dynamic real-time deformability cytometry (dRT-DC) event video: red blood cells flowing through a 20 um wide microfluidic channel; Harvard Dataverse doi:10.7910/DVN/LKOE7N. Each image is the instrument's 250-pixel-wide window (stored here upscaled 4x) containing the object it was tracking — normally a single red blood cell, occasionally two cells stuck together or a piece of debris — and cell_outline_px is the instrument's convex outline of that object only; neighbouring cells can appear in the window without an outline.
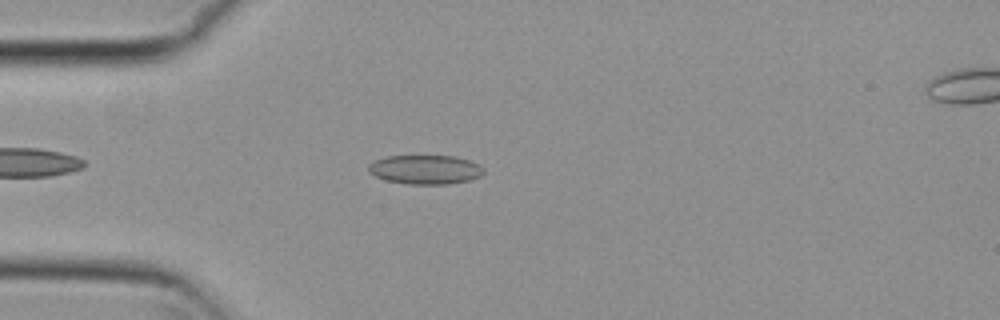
{"species": "common noctule bat (a hibernating species)", "species_latin": "Nyctalus noctula", "temperature_condition": "cold", "stored_images_in_passage": 45, "camera_frame_rate_fps": 3000, "um_per_image_px": 0.085, "animal": {"sex": "female", "body_mass_g": 29.2, "forearm_length_mm": 56.3}, "frame": {"image": 1, "passage_image": 6, "time_ms": 1.667, "image_size_px": [1000, 320], "cell_outline_px": [[484, 172], [480, 176], [468, 180], [448, 184], [408, 184], [388, 180], [376, 176], [368, 172], [368, 164], [376, 160], [388, 156], [452, 156], [468, 160], [480, 164], [484, 168]], "centroid_in_image_um": [36.16, 14.41], "position_along_channel_um": 48.8, "area_um2": 19.42}}
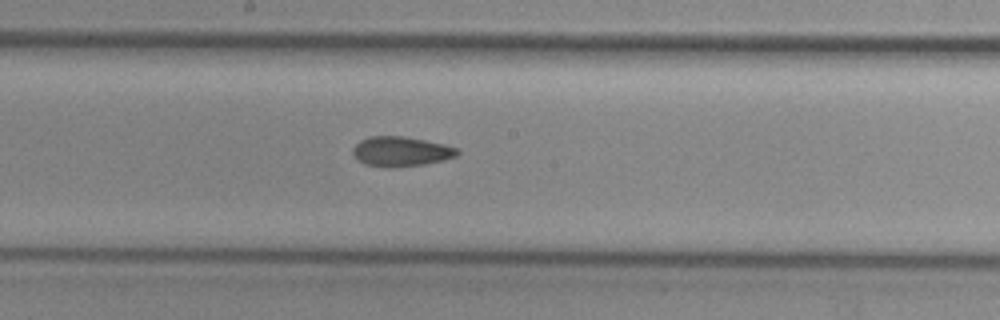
{"frame": {"image": 2, "passage_image": 20, "time_ms": 6.333, "image_size_px": [1000, 320], "cell_outline_px": [[460, 152], [456, 156], [444, 160], [424, 164], [396, 168], [384, 168], [364, 164], [352, 152], [352, 148], [360, 140], [368, 136], [404, 136], [444, 144], [456, 148]], "centroid_in_image_um": [34.07, 12.88], "position_along_channel_um": 214.1, "area_um2": 18.26}}
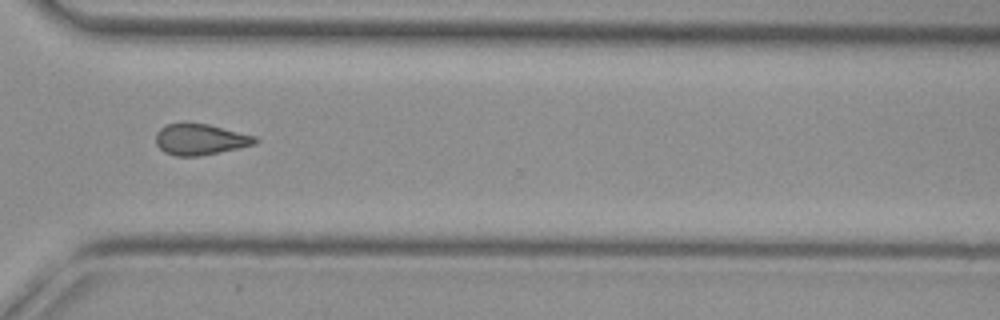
{"frame": {"image": 3, "passage_image": 31, "time_ms": 10.0, "image_size_px": [1000, 320], "cell_outline_px": [[260, 140], [256, 144], [240, 148], [200, 156], [176, 156], [164, 152], [156, 144], [156, 132], [160, 128], [168, 124], [208, 124], [256, 136]], "centroid_in_image_um": [17.05, 11.87], "position_along_channel_um": 353.5, "area_um2": 17.92}}